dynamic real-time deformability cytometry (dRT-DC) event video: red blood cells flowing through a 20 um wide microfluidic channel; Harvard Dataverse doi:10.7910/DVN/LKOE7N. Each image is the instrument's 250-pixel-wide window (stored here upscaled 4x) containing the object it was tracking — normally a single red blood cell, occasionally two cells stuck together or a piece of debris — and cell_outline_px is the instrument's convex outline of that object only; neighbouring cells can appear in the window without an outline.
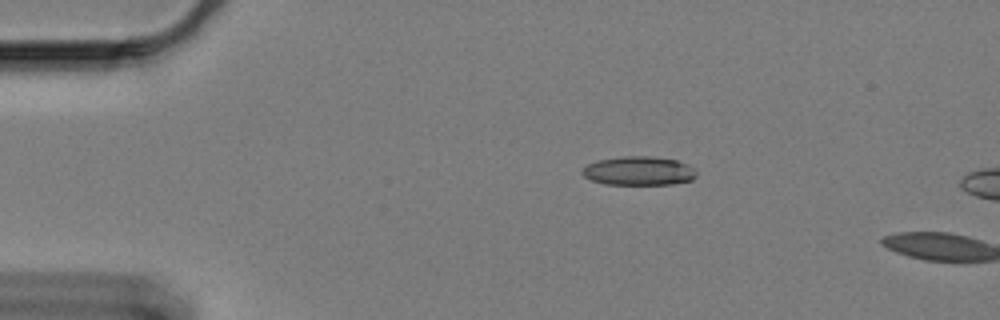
{"species": "Egyptian fruit bat (a non-hibernating species)", "species_latin": "Rousettus aegyptiacus", "temperature_condition": "cold", "stored_images_in_passage": 3, "camera_frame_rate_fps": 3000, "um_per_image_px": 0.085, "animal": {"sex": "female"}, "frame": {"image": 1, "passage_image": 1, "time_ms": 0.0, "image_size_px": [1000, 320], "cell_outline_px": [[696, 176], [692, 180], [672, 184], [604, 184], [592, 180], [584, 176], [580, 172], [588, 164], [600, 160], [624, 156], [648, 156], [676, 160], [692, 168], [696, 172]], "centroid_in_image_um": [54.28, 14.53], "position_along_channel_um": 30.7, "area_um2": 18.9}}